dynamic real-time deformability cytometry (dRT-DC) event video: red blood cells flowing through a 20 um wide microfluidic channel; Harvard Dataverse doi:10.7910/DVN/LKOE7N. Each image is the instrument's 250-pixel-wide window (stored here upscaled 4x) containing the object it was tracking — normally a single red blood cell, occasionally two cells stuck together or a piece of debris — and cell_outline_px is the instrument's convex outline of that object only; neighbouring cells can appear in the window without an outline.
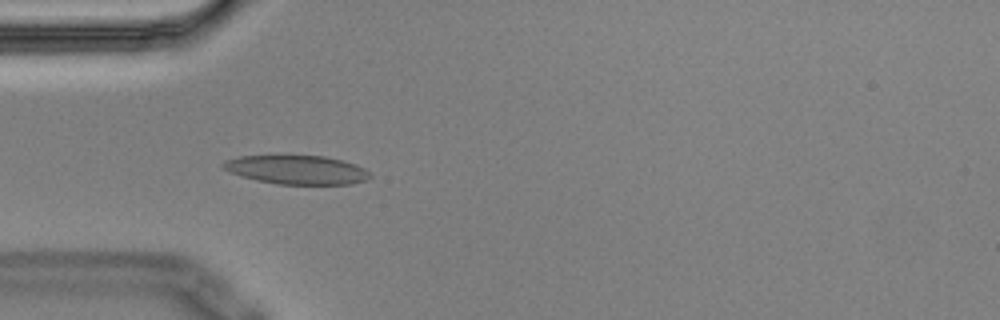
{"species": "Egyptian fruit bat (a non-hibernating species)", "species_latin": "Rousettus aegyptiacus", "temperature_condition": "cold", "stored_images_in_passage": 6, "camera_frame_rate_fps": 3000, "um_per_image_px": 0.085, "animal": {"sex": "male"}, "frame": {"image": 1, "passage_image": 5, "time_ms": 1.333, "image_size_px": [1000, 320], "cell_outline_px": [[372, 176], [364, 180], [352, 184], [276, 184], [256, 180], [240, 176], [228, 172], [220, 164], [224, 160], [240, 156], [324, 156], [356, 164], [364, 168]], "centroid_in_image_um": [25.18, 14.43], "position_along_channel_um": 59.8, "area_um2": 24.62}}